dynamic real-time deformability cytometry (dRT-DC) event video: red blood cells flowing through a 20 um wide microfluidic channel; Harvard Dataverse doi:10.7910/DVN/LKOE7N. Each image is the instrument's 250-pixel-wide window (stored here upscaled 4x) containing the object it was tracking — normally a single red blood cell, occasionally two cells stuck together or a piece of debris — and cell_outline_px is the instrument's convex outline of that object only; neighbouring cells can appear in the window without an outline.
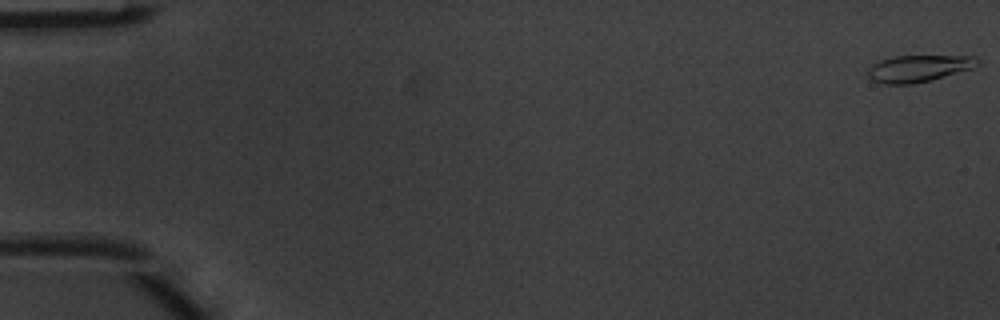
{"species": "common noctule bat (a hibernating species)", "species_latin": "Nyctalus noctula", "temperature_condition": "warm", "stored_images_in_passage": 6, "camera_frame_rate_fps": 3000, "um_per_image_px": 0.085, "animal": {"sex": "male", "body_mass_g": 20.1, "forearm_length_mm": 53.5}, "frame": {"image": 1, "passage_image": 1, "time_ms": 0.0, "image_size_px": [1000, 320], "cell_outline_px": [[980, 64], [972, 68], [932, 80], [912, 84], [880, 84], [872, 80], [868, 76], [864, 68], [880, 60], [892, 56], [976, 56], [980, 60]], "centroid_in_image_um": [78.03, 5.82], "position_along_channel_um": 7.0, "area_um2": 17.46}}